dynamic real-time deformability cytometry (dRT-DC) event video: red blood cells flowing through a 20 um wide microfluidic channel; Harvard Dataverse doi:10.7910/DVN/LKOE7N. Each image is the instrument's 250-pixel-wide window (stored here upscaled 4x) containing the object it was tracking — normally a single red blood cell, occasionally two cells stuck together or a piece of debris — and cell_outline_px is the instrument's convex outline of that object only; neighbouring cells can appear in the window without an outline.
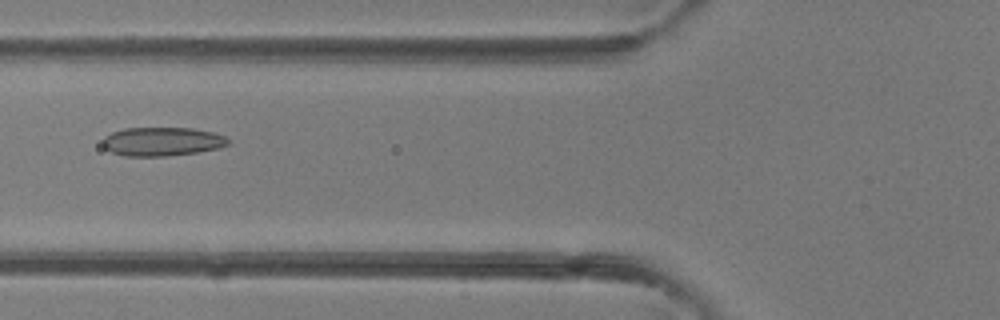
{"species": "common noctule bat (a hibernating species)", "species_latin": "Nyctalus noctula", "temperature_condition": "room temperature", "stored_images_in_passage": 5, "camera_frame_rate_fps": 3000, "um_per_image_px": 0.085, "animal": {"sex": "female"}, "frame": {"image": 1, "passage_image": 4, "time_ms": 4.333, "image_size_px": [1000, 320], "cell_outline_px": [[228, 144], [216, 148], [196, 152], [168, 156], [124, 156], [112, 152], [104, 148], [104, 136], [112, 132], [124, 128], [192, 128], [212, 132], [224, 136], [228, 140]], "centroid_in_image_um": [13.74, 12.03], "position_along_channel_um": 112.1, "area_um2": 20.81}}
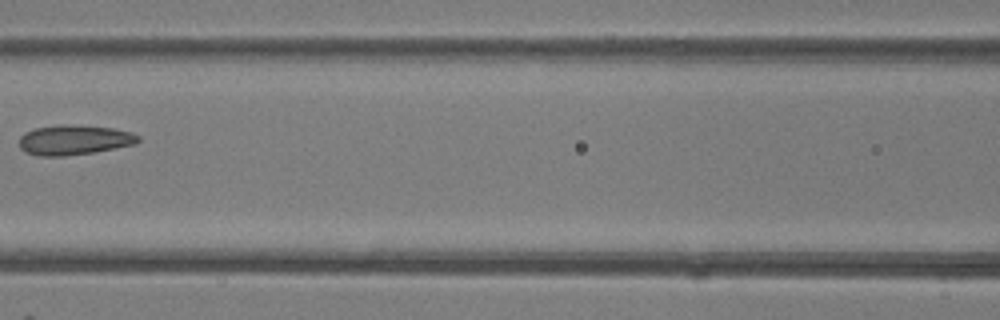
{"frame": {"image": 2, "passage_image": 5, "time_ms": 5.333, "image_size_px": [1000, 320], "cell_outline_px": [[140, 140], [136, 144], [92, 152], [64, 156], [40, 156], [24, 152], [20, 148], [20, 136], [24, 132], [36, 128], [60, 124], [68, 124], [112, 128], [132, 132], [140, 136]], "centroid_in_image_um": [6.29, 11.89], "position_along_channel_um": 160.3, "area_um2": 20.75}}